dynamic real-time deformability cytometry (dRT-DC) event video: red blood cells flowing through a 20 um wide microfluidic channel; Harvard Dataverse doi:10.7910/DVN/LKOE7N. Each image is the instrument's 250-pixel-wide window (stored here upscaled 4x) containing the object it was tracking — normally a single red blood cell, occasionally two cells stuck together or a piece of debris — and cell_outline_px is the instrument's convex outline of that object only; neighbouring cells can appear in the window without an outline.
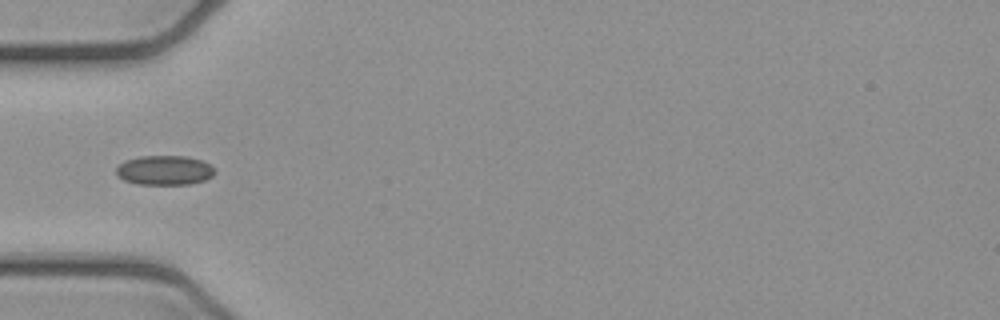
{"species": "common noctule bat (a hibernating species)", "species_latin": "Nyctalus noctula", "temperature_condition": "cold", "stored_images_in_passage": 5, "camera_frame_rate_fps": 3000, "um_per_image_px": 0.085, "animal": {"sex": "female", "body_mass_g": 21.9}, "frame": {"image": 1, "passage_image": 4, "time_ms": 1.0, "image_size_px": [1000, 320], "cell_outline_px": [[216, 172], [212, 176], [204, 180], [188, 184], [136, 184], [124, 180], [116, 176], [116, 168], [124, 160], [140, 156], [188, 156], [200, 160], [208, 164]], "centroid_in_image_um": [13.94, 14.47], "position_along_channel_um": 71.1, "area_um2": 16.94}}
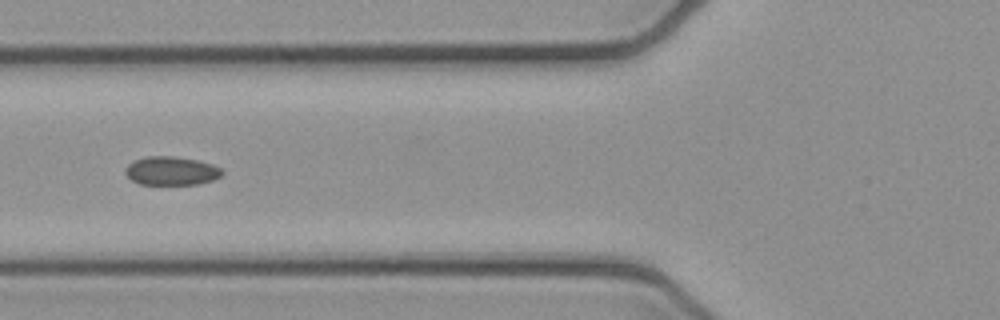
{"frame": {"image": 2, "passage_image": 5, "time_ms": 1.333, "image_size_px": [1000, 320], "cell_outline_px": [[224, 172], [220, 176], [212, 180], [196, 184], [140, 184], [132, 180], [124, 172], [124, 168], [132, 160], [148, 156], [172, 156], [196, 160], [212, 164], [220, 168]], "centroid_in_image_um": [14.52, 14.51], "position_along_channel_um": 111.3, "area_um2": 16.07}}